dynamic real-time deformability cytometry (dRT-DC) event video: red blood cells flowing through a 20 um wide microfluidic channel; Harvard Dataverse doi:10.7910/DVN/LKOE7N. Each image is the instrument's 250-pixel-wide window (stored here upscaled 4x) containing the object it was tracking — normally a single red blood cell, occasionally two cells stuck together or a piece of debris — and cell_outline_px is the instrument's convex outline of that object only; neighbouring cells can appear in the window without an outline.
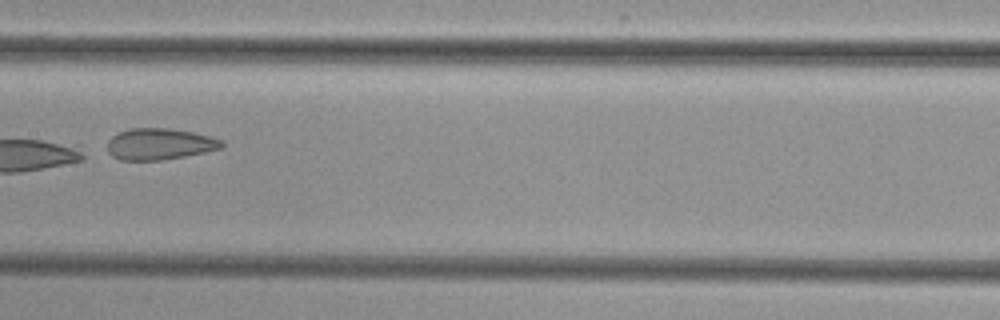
{"species": "common noctule bat (a hibernating species)", "species_latin": "Nyctalus noctula", "temperature_condition": "cold", "stored_images_in_passage": 11, "camera_frame_rate_fps": 3000, "um_per_image_px": 0.085, "animal": {"sex": "female", "body_mass_g": 29.2, "forearm_length_mm": 56.3}, "frame": {"image": 1, "passage_image": 8, "time_ms": 9.333, "image_size_px": [1000, 320], "cell_outline_px": [[224, 148], [184, 156], [160, 160], [120, 160], [112, 156], [108, 152], [108, 140], [112, 136], [120, 132], [132, 128], [168, 128], [192, 132], [224, 140]], "centroid_in_image_um": [13.58, 12.24], "position_along_channel_um": 193.8, "area_um2": 20.87}}
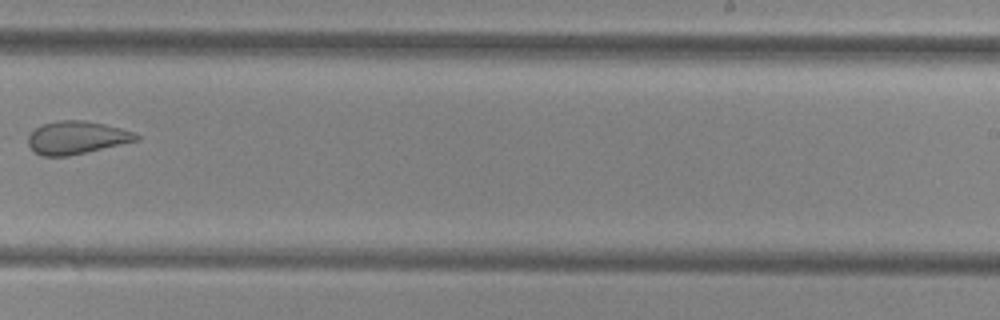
{"frame": {"image": 2, "passage_image": 10, "time_ms": 11.667, "image_size_px": [1000, 320], "cell_outline_px": [[140, 140], [68, 156], [40, 156], [28, 144], [24, 136], [36, 128], [44, 124], [56, 120], [84, 120], [104, 124], [136, 132], [140, 136]], "centroid_in_image_um": [6.5, 11.69], "position_along_channel_um": 282.5, "area_um2": 20.92}}